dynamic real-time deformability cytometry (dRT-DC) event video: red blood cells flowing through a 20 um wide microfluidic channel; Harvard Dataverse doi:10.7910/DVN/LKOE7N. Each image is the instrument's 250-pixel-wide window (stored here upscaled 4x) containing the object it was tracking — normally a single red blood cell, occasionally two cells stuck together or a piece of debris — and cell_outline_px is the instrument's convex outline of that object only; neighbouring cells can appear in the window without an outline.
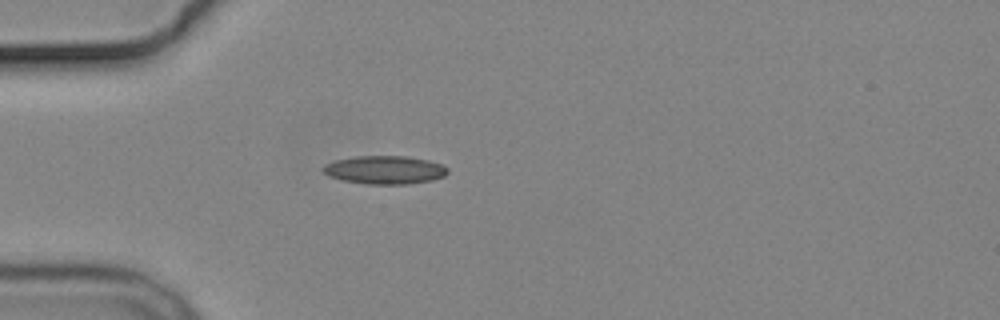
{"species": "common noctule bat (a hibernating species)", "species_latin": "Nyctalus noctula", "temperature_condition": "cold", "stored_images_in_passage": 5, "camera_frame_rate_fps": 3000, "um_per_image_px": 0.085, "animal": {"sex": "male", "body_mass_g": 19.2, "forearm_length_mm": 51.8}, "frame": {"image": 1, "passage_image": 5, "time_ms": 5.333, "image_size_px": [1000, 320], "cell_outline_px": [[448, 172], [444, 176], [432, 180], [408, 184], [368, 184], [344, 180], [328, 176], [320, 172], [320, 168], [324, 164], [336, 160], [356, 156], [408, 156], [428, 160], [440, 164], [448, 168]], "centroid_in_image_um": [32.66, 14.44], "position_along_channel_um": 52.3, "area_um2": 20.63}}